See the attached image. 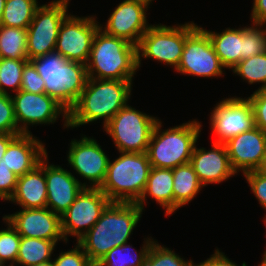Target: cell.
<instances>
[{
	"instance_id": "cell-1",
	"label": "cell",
	"mask_w": 266,
	"mask_h": 266,
	"mask_svg": "<svg viewBox=\"0 0 266 266\" xmlns=\"http://www.w3.org/2000/svg\"><path fill=\"white\" fill-rule=\"evenodd\" d=\"M134 80L88 78L74 106L68 111L69 129L103 120V127L131 99Z\"/></svg>"
},
{
	"instance_id": "cell-2",
	"label": "cell",
	"mask_w": 266,
	"mask_h": 266,
	"mask_svg": "<svg viewBox=\"0 0 266 266\" xmlns=\"http://www.w3.org/2000/svg\"><path fill=\"white\" fill-rule=\"evenodd\" d=\"M143 212L137 203L111 202L77 243L96 265L111 249L128 243Z\"/></svg>"
},
{
	"instance_id": "cell-3",
	"label": "cell",
	"mask_w": 266,
	"mask_h": 266,
	"mask_svg": "<svg viewBox=\"0 0 266 266\" xmlns=\"http://www.w3.org/2000/svg\"><path fill=\"white\" fill-rule=\"evenodd\" d=\"M86 68L88 78L133 80L138 71L137 46L98 28Z\"/></svg>"
},
{
	"instance_id": "cell-4",
	"label": "cell",
	"mask_w": 266,
	"mask_h": 266,
	"mask_svg": "<svg viewBox=\"0 0 266 266\" xmlns=\"http://www.w3.org/2000/svg\"><path fill=\"white\" fill-rule=\"evenodd\" d=\"M162 126V121L159 119L151 134L146 152L151 166L173 169L190 163L202 130L201 122L193 119L165 130L161 129Z\"/></svg>"
},
{
	"instance_id": "cell-5",
	"label": "cell",
	"mask_w": 266,
	"mask_h": 266,
	"mask_svg": "<svg viewBox=\"0 0 266 266\" xmlns=\"http://www.w3.org/2000/svg\"><path fill=\"white\" fill-rule=\"evenodd\" d=\"M31 62L44 80L45 93L69 111L88 79L86 64L66 60L55 51Z\"/></svg>"
},
{
	"instance_id": "cell-6",
	"label": "cell",
	"mask_w": 266,
	"mask_h": 266,
	"mask_svg": "<svg viewBox=\"0 0 266 266\" xmlns=\"http://www.w3.org/2000/svg\"><path fill=\"white\" fill-rule=\"evenodd\" d=\"M119 154L115 160L109 159L100 190L111 202L137 203L146 188L151 163L146 152Z\"/></svg>"
},
{
	"instance_id": "cell-7",
	"label": "cell",
	"mask_w": 266,
	"mask_h": 266,
	"mask_svg": "<svg viewBox=\"0 0 266 266\" xmlns=\"http://www.w3.org/2000/svg\"><path fill=\"white\" fill-rule=\"evenodd\" d=\"M198 26L193 21L173 26L161 23L151 25L137 45L138 70L142 58L156 60L176 70L181 60L185 39Z\"/></svg>"
},
{
	"instance_id": "cell-8",
	"label": "cell",
	"mask_w": 266,
	"mask_h": 266,
	"mask_svg": "<svg viewBox=\"0 0 266 266\" xmlns=\"http://www.w3.org/2000/svg\"><path fill=\"white\" fill-rule=\"evenodd\" d=\"M158 117L143 113L127 104L103 127L118 152H147Z\"/></svg>"
},
{
	"instance_id": "cell-9",
	"label": "cell",
	"mask_w": 266,
	"mask_h": 266,
	"mask_svg": "<svg viewBox=\"0 0 266 266\" xmlns=\"http://www.w3.org/2000/svg\"><path fill=\"white\" fill-rule=\"evenodd\" d=\"M70 0H52L40 5L27 28V57L31 61L54 52L59 28L69 15Z\"/></svg>"
},
{
	"instance_id": "cell-10",
	"label": "cell",
	"mask_w": 266,
	"mask_h": 266,
	"mask_svg": "<svg viewBox=\"0 0 266 266\" xmlns=\"http://www.w3.org/2000/svg\"><path fill=\"white\" fill-rule=\"evenodd\" d=\"M14 115L20 134H32L29 126L54 124L63 117L64 129L68 127V111L46 93H31L19 90L11 94Z\"/></svg>"
},
{
	"instance_id": "cell-11",
	"label": "cell",
	"mask_w": 266,
	"mask_h": 266,
	"mask_svg": "<svg viewBox=\"0 0 266 266\" xmlns=\"http://www.w3.org/2000/svg\"><path fill=\"white\" fill-rule=\"evenodd\" d=\"M110 203L100 188L84 187L67 211L60 216L65 243L69 242V236L75 237L76 242L83 237Z\"/></svg>"
},
{
	"instance_id": "cell-12",
	"label": "cell",
	"mask_w": 266,
	"mask_h": 266,
	"mask_svg": "<svg viewBox=\"0 0 266 266\" xmlns=\"http://www.w3.org/2000/svg\"><path fill=\"white\" fill-rule=\"evenodd\" d=\"M210 113L213 142L226 143L232 137L255 127L253 107L247 97H229L217 102Z\"/></svg>"
},
{
	"instance_id": "cell-13",
	"label": "cell",
	"mask_w": 266,
	"mask_h": 266,
	"mask_svg": "<svg viewBox=\"0 0 266 266\" xmlns=\"http://www.w3.org/2000/svg\"><path fill=\"white\" fill-rule=\"evenodd\" d=\"M208 34L198 26L186 39L176 72L203 78H220L225 69Z\"/></svg>"
},
{
	"instance_id": "cell-14",
	"label": "cell",
	"mask_w": 266,
	"mask_h": 266,
	"mask_svg": "<svg viewBox=\"0 0 266 266\" xmlns=\"http://www.w3.org/2000/svg\"><path fill=\"white\" fill-rule=\"evenodd\" d=\"M95 15L79 17L69 14L61 23L55 52L64 59L86 64L94 35L100 27Z\"/></svg>"
},
{
	"instance_id": "cell-15",
	"label": "cell",
	"mask_w": 266,
	"mask_h": 266,
	"mask_svg": "<svg viewBox=\"0 0 266 266\" xmlns=\"http://www.w3.org/2000/svg\"><path fill=\"white\" fill-rule=\"evenodd\" d=\"M108 157L96 139L85 134L79 140L71 139L67 153L68 165L86 181L83 186L90 188H100L104 183L110 159Z\"/></svg>"
},
{
	"instance_id": "cell-16",
	"label": "cell",
	"mask_w": 266,
	"mask_h": 266,
	"mask_svg": "<svg viewBox=\"0 0 266 266\" xmlns=\"http://www.w3.org/2000/svg\"><path fill=\"white\" fill-rule=\"evenodd\" d=\"M149 8L147 3L139 0H123L111 12L105 25L99 24V28L137 46L142 35L152 25L147 22L146 12Z\"/></svg>"
},
{
	"instance_id": "cell-17",
	"label": "cell",
	"mask_w": 266,
	"mask_h": 266,
	"mask_svg": "<svg viewBox=\"0 0 266 266\" xmlns=\"http://www.w3.org/2000/svg\"><path fill=\"white\" fill-rule=\"evenodd\" d=\"M4 215L21 237L40 238L65 242L61 230L60 216L49 208L23 209Z\"/></svg>"
},
{
	"instance_id": "cell-18",
	"label": "cell",
	"mask_w": 266,
	"mask_h": 266,
	"mask_svg": "<svg viewBox=\"0 0 266 266\" xmlns=\"http://www.w3.org/2000/svg\"><path fill=\"white\" fill-rule=\"evenodd\" d=\"M224 144L233 170L243 175L260 167L266 153V134L255 126Z\"/></svg>"
},
{
	"instance_id": "cell-19",
	"label": "cell",
	"mask_w": 266,
	"mask_h": 266,
	"mask_svg": "<svg viewBox=\"0 0 266 266\" xmlns=\"http://www.w3.org/2000/svg\"><path fill=\"white\" fill-rule=\"evenodd\" d=\"M45 156V178L47 185V205L55 214L63 215L84 188L69 170L60 165L50 164Z\"/></svg>"
},
{
	"instance_id": "cell-20",
	"label": "cell",
	"mask_w": 266,
	"mask_h": 266,
	"mask_svg": "<svg viewBox=\"0 0 266 266\" xmlns=\"http://www.w3.org/2000/svg\"><path fill=\"white\" fill-rule=\"evenodd\" d=\"M211 147L207 150L195 145L190 159V164L203 187L228 181L237 174L231 166L225 144L212 142Z\"/></svg>"
},
{
	"instance_id": "cell-21",
	"label": "cell",
	"mask_w": 266,
	"mask_h": 266,
	"mask_svg": "<svg viewBox=\"0 0 266 266\" xmlns=\"http://www.w3.org/2000/svg\"><path fill=\"white\" fill-rule=\"evenodd\" d=\"M48 154L45 144L33 134H20L8 146L0 164L18 177L33 170Z\"/></svg>"
},
{
	"instance_id": "cell-22",
	"label": "cell",
	"mask_w": 266,
	"mask_h": 266,
	"mask_svg": "<svg viewBox=\"0 0 266 266\" xmlns=\"http://www.w3.org/2000/svg\"><path fill=\"white\" fill-rule=\"evenodd\" d=\"M8 202L15 203L23 209L46 208L45 157L33 170L18 177L15 193Z\"/></svg>"
},
{
	"instance_id": "cell-23",
	"label": "cell",
	"mask_w": 266,
	"mask_h": 266,
	"mask_svg": "<svg viewBox=\"0 0 266 266\" xmlns=\"http://www.w3.org/2000/svg\"><path fill=\"white\" fill-rule=\"evenodd\" d=\"M149 197L165 210L166 217L174 213L172 169L151 168L144 193L137 202L143 211Z\"/></svg>"
},
{
	"instance_id": "cell-24",
	"label": "cell",
	"mask_w": 266,
	"mask_h": 266,
	"mask_svg": "<svg viewBox=\"0 0 266 266\" xmlns=\"http://www.w3.org/2000/svg\"><path fill=\"white\" fill-rule=\"evenodd\" d=\"M210 37L217 56L225 69H233L243 60L242 27L226 28L222 32L201 27Z\"/></svg>"
},
{
	"instance_id": "cell-25",
	"label": "cell",
	"mask_w": 266,
	"mask_h": 266,
	"mask_svg": "<svg viewBox=\"0 0 266 266\" xmlns=\"http://www.w3.org/2000/svg\"><path fill=\"white\" fill-rule=\"evenodd\" d=\"M172 174L174 212H176L180 207H185L186 204L193 201L203 186L190 163L173 168Z\"/></svg>"
},
{
	"instance_id": "cell-26",
	"label": "cell",
	"mask_w": 266,
	"mask_h": 266,
	"mask_svg": "<svg viewBox=\"0 0 266 266\" xmlns=\"http://www.w3.org/2000/svg\"><path fill=\"white\" fill-rule=\"evenodd\" d=\"M154 241L151 236L145 237L139 251L129 243L117 246L103 256L95 266H143Z\"/></svg>"
},
{
	"instance_id": "cell-27",
	"label": "cell",
	"mask_w": 266,
	"mask_h": 266,
	"mask_svg": "<svg viewBox=\"0 0 266 266\" xmlns=\"http://www.w3.org/2000/svg\"><path fill=\"white\" fill-rule=\"evenodd\" d=\"M57 243L40 238L21 237L16 266H32L52 259Z\"/></svg>"
},
{
	"instance_id": "cell-28",
	"label": "cell",
	"mask_w": 266,
	"mask_h": 266,
	"mask_svg": "<svg viewBox=\"0 0 266 266\" xmlns=\"http://www.w3.org/2000/svg\"><path fill=\"white\" fill-rule=\"evenodd\" d=\"M39 6L38 0H6L0 25L27 29Z\"/></svg>"
},
{
	"instance_id": "cell-29",
	"label": "cell",
	"mask_w": 266,
	"mask_h": 266,
	"mask_svg": "<svg viewBox=\"0 0 266 266\" xmlns=\"http://www.w3.org/2000/svg\"><path fill=\"white\" fill-rule=\"evenodd\" d=\"M0 58L28 59L27 29L0 25Z\"/></svg>"
},
{
	"instance_id": "cell-30",
	"label": "cell",
	"mask_w": 266,
	"mask_h": 266,
	"mask_svg": "<svg viewBox=\"0 0 266 266\" xmlns=\"http://www.w3.org/2000/svg\"><path fill=\"white\" fill-rule=\"evenodd\" d=\"M231 71L250 85L261 83L256 90L266 89V52L240 61Z\"/></svg>"
},
{
	"instance_id": "cell-31",
	"label": "cell",
	"mask_w": 266,
	"mask_h": 266,
	"mask_svg": "<svg viewBox=\"0 0 266 266\" xmlns=\"http://www.w3.org/2000/svg\"><path fill=\"white\" fill-rule=\"evenodd\" d=\"M28 61V59L0 58L1 94H10L8 89L15 93L20 90L23 68Z\"/></svg>"
},
{
	"instance_id": "cell-32",
	"label": "cell",
	"mask_w": 266,
	"mask_h": 266,
	"mask_svg": "<svg viewBox=\"0 0 266 266\" xmlns=\"http://www.w3.org/2000/svg\"><path fill=\"white\" fill-rule=\"evenodd\" d=\"M2 218L4 224L6 223V229H0V264L2 266H15L21 236L7 219Z\"/></svg>"
},
{
	"instance_id": "cell-33",
	"label": "cell",
	"mask_w": 266,
	"mask_h": 266,
	"mask_svg": "<svg viewBox=\"0 0 266 266\" xmlns=\"http://www.w3.org/2000/svg\"><path fill=\"white\" fill-rule=\"evenodd\" d=\"M265 27V28H264ZM264 28V29H263ZM243 60L266 52V26L250 24L242 27Z\"/></svg>"
},
{
	"instance_id": "cell-34",
	"label": "cell",
	"mask_w": 266,
	"mask_h": 266,
	"mask_svg": "<svg viewBox=\"0 0 266 266\" xmlns=\"http://www.w3.org/2000/svg\"><path fill=\"white\" fill-rule=\"evenodd\" d=\"M143 266H193V261H186L172 249L154 241Z\"/></svg>"
},
{
	"instance_id": "cell-35",
	"label": "cell",
	"mask_w": 266,
	"mask_h": 266,
	"mask_svg": "<svg viewBox=\"0 0 266 266\" xmlns=\"http://www.w3.org/2000/svg\"><path fill=\"white\" fill-rule=\"evenodd\" d=\"M0 134H20L11 94H0Z\"/></svg>"
},
{
	"instance_id": "cell-36",
	"label": "cell",
	"mask_w": 266,
	"mask_h": 266,
	"mask_svg": "<svg viewBox=\"0 0 266 266\" xmlns=\"http://www.w3.org/2000/svg\"><path fill=\"white\" fill-rule=\"evenodd\" d=\"M58 255L53 259L54 266H95L77 242L71 250Z\"/></svg>"
},
{
	"instance_id": "cell-37",
	"label": "cell",
	"mask_w": 266,
	"mask_h": 266,
	"mask_svg": "<svg viewBox=\"0 0 266 266\" xmlns=\"http://www.w3.org/2000/svg\"><path fill=\"white\" fill-rule=\"evenodd\" d=\"M44 86L43 78L37 72L34 64L28 61L23 68L20 90L41 94L45 93Z\"/></svg>"
},
{
	"instance_id": "cell-38",
	"label": "cell",
	"mask_w": 266,
	"mask_h": 266,
	"mask_svg": "<svg viewBox=\"0 0 266 266\" xmlns=\"http://www.w3.org/2000/svg\"><path fill=\"white\" fill-rule=\"evenodd\" d=\"M245 180L250 187V190L254 194L256 200L262 206L261 208L266 210V176L260 174L257 171H249L243 174ZM266 220V215L263 221Z\"/></svg>"
},
{
	"instance_id": "cell-39",
	"label": "cell",
	"mask_w": 266,
	"mask_h": 266,
	"mask_svg": "<svg viewBox=\"0 0 266 266\" xmlns=\"http://www.w3.org/2000/svg\"><path fill=\"white\" fill-rule=\"evenodd\" d=\"M247 98L253 107L255 126L266 134V89L255 90Z\"/></svg>"
},
{
	"instance_id": "cell-40",
	"label": "cell",
	"mask_w": 266,
	"mask_h": 266,
	"mask_svg": "<svg viewBox=\"0 0 266 266\" xmlns=\"http://www.w3.org/2000/svg\"><path fill=\"white\" fill-rule=\"evenodd\" d=\"M18 176L5 165L0 164V200L9 201L17 186Z\"/></svg>"
},
{
	"instance_id": "cell-41",
	"label": "cell",
	"mask_w": 266,
	"mask_h": 266,
	"mask_svg": "<svg viewBox=\"0 0 266 266\" xmlns=\"http://www.w3.org/2000/svg\"><path fill=\"white\" fill-rule=\"evenodd\" d=\"M193 266H239L232 260H230L224 252L220 251L217 247L214 253L206 260L195 264ZM241 266H247L246 262H243Z\"/></svg>"
},
{
	"instance_id": "cell-42",
	"label": "cell",
	"mask_w": 266,
	"mask_h": 266,
	"mask_svg": "<svg viewBox=\"0 0 266 266\" xmlns=\"http://www.w3.org/2000/svg\"><path fill=\"white\" fill-rule=\"evenodd\" d=\"M251 23L266 25V0H253Z\"/></svg>"
},
{
	"instance_id": "cell-43",
	"label": "cell",
	"mask_w": 266,
	"mask_h": 266,
	"mask_svg": "<svg viewBox=\"0 0 266 266\" xmlns=\"http://www.w3.org/2000/svg\"><path fill=\"white\" fill-rule=\"evenodd\" d=\"M20 134H0V160L3 158L9 144Z\"/></svg>"
},
{
	"instance_id": "cell-44",
	"label": "cell",
	"mask_w": 266,
	"mask_h": 266,
	"mask_svg": "<svg viewBox=\"0 0 266 266\" xmlns=\"http://www.w3.org/2000/svg\"><path fill=\"white\" fill-rule=\"evenodd\" d=\"M256 171L259 172L260 174L266 176V153L263 156V160H262L260 167Z\"/></svg>"
},
{
	"instance_id": "cell-45",
	"label": "cell",
	"mask_w": 266,
	"mask_h": 266,
	"mask_svg": "<svg viewBox=\"0 0 266 266\" xmlns=\"http://www.w3.org/2000/svg\"><path fill=\"white\" fill-rule=\"evenodd\" d=\"M5 3H6V0H0V21H1L2 15H3Z\"/></svg>"
},
{
	"instance_id": "cell-46",
	"label": "cell",
	"mask_w": 266,
	"mask_h": 266,
	"mask_svg": "<svg viewBox=\"0 0 266 266\" xmlns=\"http://www.w3.org/2000/svg\"><path fill=\"white\" fill-rule=\"evenodd\" d=\"M32 266H54V264H53V260H50V261H47L44 263H38V264L32 265Z\"/></svg>"
},
{
	"instance_id": "cell-47",
	"label": "cell",
	"mask_w": 266,
	"mask_h": 266,
	"mask_svg": "<svg viewBox=\"0 0 266 266\" xmlns=\"http://www.w3.org/2000/svg\"><path fill=\"white\" fill-rule=\"evenodd\" d=\"M258 266H266V249L263 253L262 261H261L260 265H258Z\"/></svg>"
},
{
	"instance_id": "cell-48",
	"label": "cell",
	"mask_w": 266,
	"mask_h": 266,
	"mask_svg": "<svg viewBox=\"0 0 266 266\" xmlns=\"http://www.w3.org/2000/svg\"><path fill=\"white\" fill-rule=\"evenodd\" d=\"M139 1L145 2L150 6V4H152L154 0H139Z\"/></svg>"
}]
</instances>
